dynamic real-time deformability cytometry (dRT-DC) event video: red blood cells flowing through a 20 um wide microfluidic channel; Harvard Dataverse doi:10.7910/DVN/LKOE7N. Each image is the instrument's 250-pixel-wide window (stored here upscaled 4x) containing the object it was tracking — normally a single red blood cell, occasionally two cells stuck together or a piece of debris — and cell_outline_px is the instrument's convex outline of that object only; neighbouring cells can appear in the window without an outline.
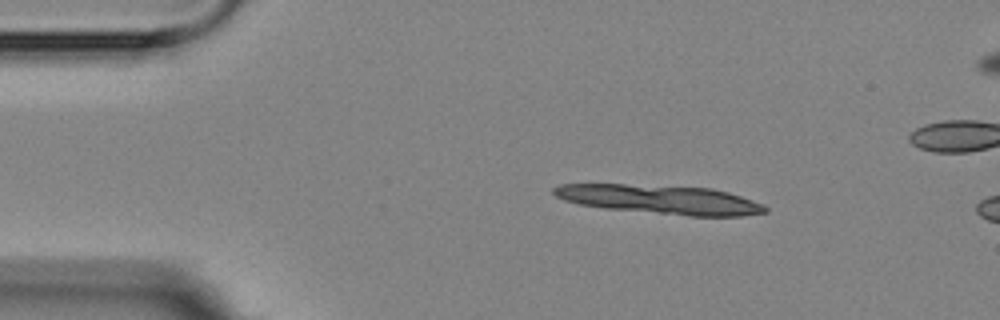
{"species": "Egyptian fruit bat (a non-hibernating species)", "species_latin": "Rousettus aegyptiacus", "temperature_condition": "room temperature", "stored_images_in_passage": 4, "camera_frame_rate_fps": 3000, "um_per_image_px": 0.085, "animal": {"sex": "female"}, "frame": {"image": 1, "passage_image": 2, "time_ms": 1.0, "image_size_px": [1000, 320], "cell_outline_px": [[768, 212], [744, 216], [688, 216], [604, 208], [580, 204], [564, 200], [556, 196], [552, 192], [552, 188], [560, 184], [624, 184], [712, 188], [728, 192], [764, 204], [768, 208]], "centroid_in_image_um": [56.14, 16.96], "position_along_channel_um": 28.9, "area_um2": 35.78}}